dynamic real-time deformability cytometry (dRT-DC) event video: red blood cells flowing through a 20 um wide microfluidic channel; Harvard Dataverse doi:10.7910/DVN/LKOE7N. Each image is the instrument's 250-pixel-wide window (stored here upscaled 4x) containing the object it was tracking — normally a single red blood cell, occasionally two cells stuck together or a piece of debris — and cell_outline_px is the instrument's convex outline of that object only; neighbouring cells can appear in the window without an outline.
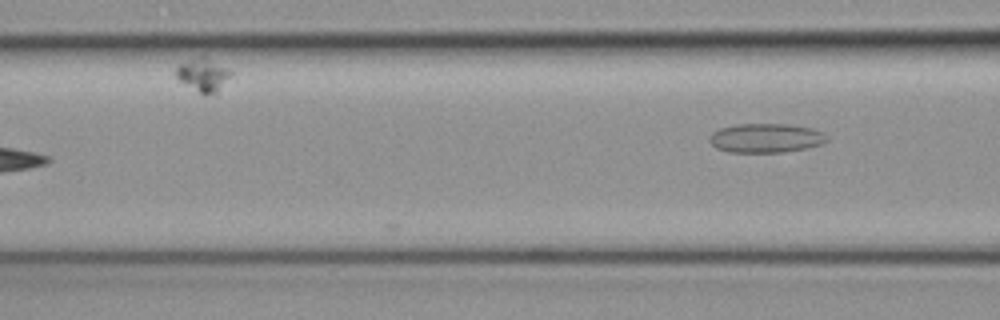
{"species": "common noctule bat (a hibernating species)", "species_latin": "Nyctalus noctula", "temperature_condition": "cold", "stored_images_in_passage": 6, "camera_frame_rate_fps": 3000, "um_per_image_px": 0.085, "animal": {"sex": "female", "body_mass_g": 19.3, "forearm_length_mm": 54.1}, "frame": {"image": 1, "passage_image": 6, "time_ms": 1.667, "image_size_px": [1000, 320], "cell_outline_px": [[828, 140], [820, 144], [808, 148], [784, 152], [728, 152], [716, 148], [708, 140], [712, 132], [720, 128], [736, 124], [788, 124], [812, 128], [824, 132], [828, 136]], "centroid_in_image_um": [65.11, 11.73], "position_along_channel_um": 101.5, "area_um2": 20.11}}